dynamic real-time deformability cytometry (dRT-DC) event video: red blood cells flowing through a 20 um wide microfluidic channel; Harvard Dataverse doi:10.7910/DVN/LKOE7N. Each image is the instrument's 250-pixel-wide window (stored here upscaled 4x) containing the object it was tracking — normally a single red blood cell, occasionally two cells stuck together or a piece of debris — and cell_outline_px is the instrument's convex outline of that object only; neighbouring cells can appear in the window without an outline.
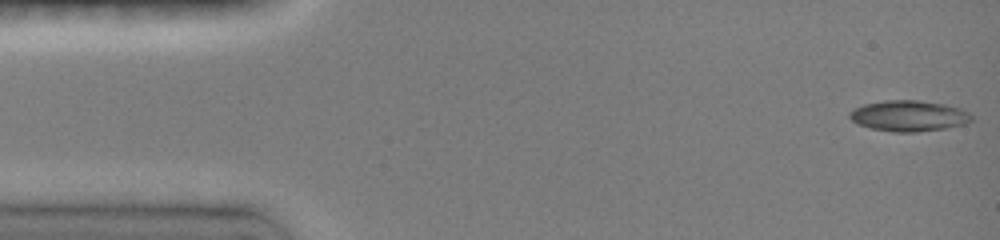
{"species": "common noctule bat (a hibernating species)", "species_latin": "Nyctalus noctula", "temperature_condition": "room temperature", "stored_images_in_passage": 10, "camera_frame_rate_fps": 3000, "um_per_image_px": 0.085, "animal": {"sex": "female", "body_mass_g": 19.0, "forearm_length_mm": 51.5}, "frame": {"image": 1, "passage_image": 1, "time_ms": 0.0, "image_size_px": [1000, 240], "cell_outline_px": [[972, 120], [964, 124], [944, 128], [916, 132], [896, 132], [872, 128], [860, 124], [852, 120], [848, 116], [848, 112], [852, 108], [864, 104], [884, 100], [916, 100], [944, 104], [960, 108], [968, 112], [972, 116]], "centroid_in_image_um": [77.22, 9.84], "position_along_channel_um": 7.8, "area_um2": 21.79}}
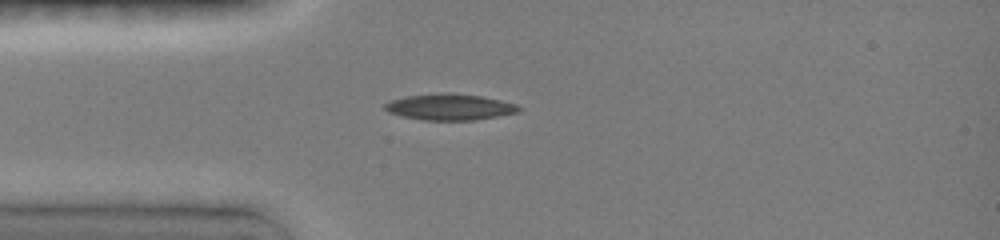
{"frame": {"image": 2, "passage_image": 9, "time_ms": 3.667, "image_size_px": [1000, 240], "cell_outline_px": [[520, 112], [476, 120], [424, 120], [400, 116], [388, 112], [384, 108], [384, 104], [392, 100], [408, 96], [444, 92], [448, 92], [480, 96], [500, 100], [516, 104], [520, 108]], "centroid_in_image_um": [38.23, 9.1], "position_along_channel_um": 46.8, "area_um2": 20.4}}